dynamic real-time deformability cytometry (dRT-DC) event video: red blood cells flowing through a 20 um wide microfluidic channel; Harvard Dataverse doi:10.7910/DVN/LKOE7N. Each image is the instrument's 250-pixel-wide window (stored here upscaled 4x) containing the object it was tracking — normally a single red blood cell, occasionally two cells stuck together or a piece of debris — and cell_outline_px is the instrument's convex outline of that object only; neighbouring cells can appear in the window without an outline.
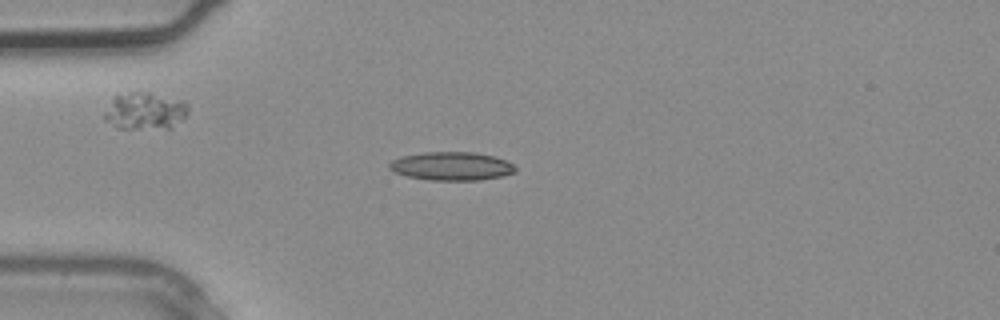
{"species": "common noctule bat (a hibernating species)", "species_latin": "Nyctalus noctula", "temperature_condition": "warm", "stored_images_in_passage": 3, "camera_frame_rate_fps": 3000, "um_per_image_px": 0.085, "animal": {"sex": "male", "body_mass_g": 20.4}, "frame": {"image": 1, "passage_image": 3, "time_ms": 0.667, "image_size_px": [1000, 320], "cell_outline_px": [[516, 172], [500, 176], [480, 180], [428, 180], [408, 176], [396, 172], [388, 168], [388, 164], [392, 160], [400, 156], [424, 152], [476, 152], [496, 156], [512, 164], [516, 168]], "centroid_in_image_um": [38.37, 14.11], "position_along_channel_um": 46.6, "area_um2": 20.92}}